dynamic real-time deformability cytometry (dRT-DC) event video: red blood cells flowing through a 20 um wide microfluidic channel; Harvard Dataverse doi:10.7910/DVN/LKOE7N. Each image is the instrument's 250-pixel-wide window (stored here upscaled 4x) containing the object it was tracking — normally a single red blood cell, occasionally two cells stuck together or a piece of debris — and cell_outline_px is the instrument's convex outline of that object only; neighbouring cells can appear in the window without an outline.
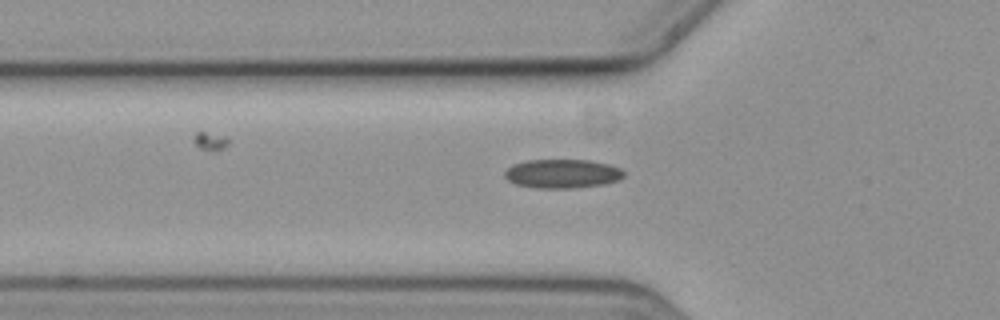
{"species": "common noctule bat (a hibernating species)", "species_latin": "Nyctalus noctula", "temperature_condition": "cold", "stored_images_in_passage": 43, "segment_of_instrument_passage": [1, 2], "camera_frame_rate_fps": 3000, "um_per_image_px": 0.085, "animal": {"sex": "female", "body_mass_g": 19.3, "forearm_length_mm": 54.1}, "frame": {"image": 1, "passage_image": 4, "time_ms": 1.0, "image_size_px": [1000, 320], "cell_outline_px": [[624, 176], [620, 180], [604, 184], [572, 188], [536, 188], [516, 184], [508, 180], [504, 176], [504, 172], [512, 164], [528, 160], [592, 160], [608, 164], [620, 168], [624, 172]], "centroid_in_image_um": [47.8, 14.76], "position_along_channel_um": 78.0, "area_um2": 20.17}}
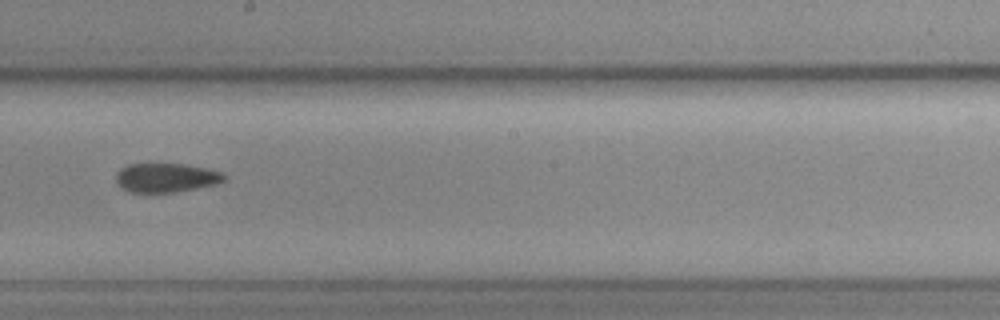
{"frame": {"image": 2, "passage_image": 17, "time_ms": 5.333, "image_size_px": [1000, 320], "cell_outline_px": [[224, 180], [216, 184], [176, 192], [132, 192], [124, 188], [116, 180], [116, 172], [120, 168], [128, 164], [184, 164], [208, 168], [224, 172]], "centroid_in_image_um": [14.14, 15.09], "position_along_channel_um": 234.1, "area_um2": 18.21}}
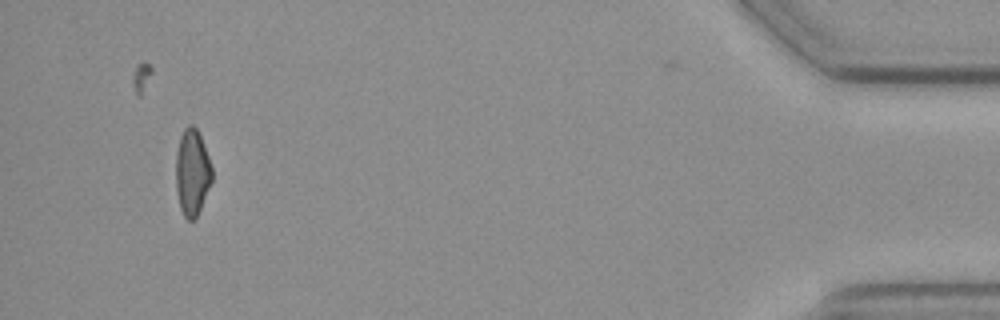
{"frame": {"image": 3, "passage_image": 39, "time_ms": 12.667, "image_size_px": [1000, 320], "cell_outline_px": [[212, 180], [200, 208], [196, 216], [192, 220], [188, 220], [184, 216], [180, 208], [176, 192], [176, 152], [180, 136], [184, 128], [188, 124], [192, 124], [196, 128], [200, 136], [208, 156], [212, 168]], "centroid_in_image_um": [16.31, 14.63], "position_along_channel_um": 418.9, "area_um2": 18.03}}